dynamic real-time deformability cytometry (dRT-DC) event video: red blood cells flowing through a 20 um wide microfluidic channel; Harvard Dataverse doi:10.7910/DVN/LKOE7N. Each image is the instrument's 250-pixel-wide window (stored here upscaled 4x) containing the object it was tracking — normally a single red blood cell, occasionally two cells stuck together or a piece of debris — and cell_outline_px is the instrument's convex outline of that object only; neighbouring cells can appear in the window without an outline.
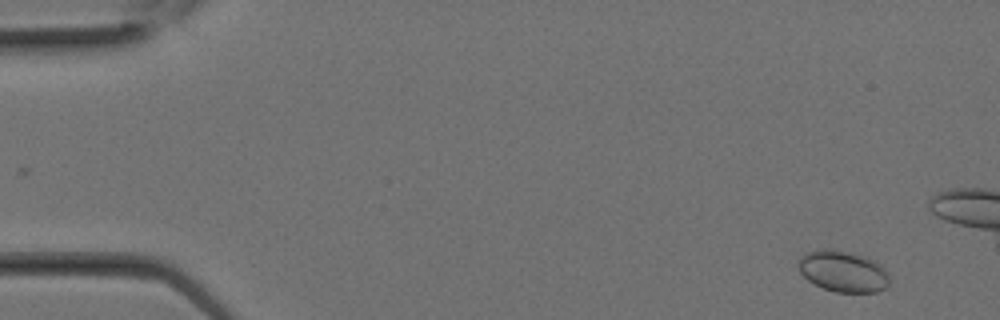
{"species": "Egyptian fruit bat (a non-hibernating species)", "species_latin": "Rousettus aegyptiacus", "temperature_condition": "room temperature", "stored_images_in_passage": 11, "camera_frame_rate_fps": 3000, "um_per_image_px": 0.085, "animal": {"sex": "female"}, "frame": {"image": 1, "passage_image": 2, "time_ms": 0.333, "image_size_px": [1000, 320], "cell_outline_px": [[888, 284], [884, 288], [876, 292], [836, 292], [824, 288], [808, 280], [800, 272], [800, 256], [808, 252], [820, 248], [844, 252], [860, 256], [872, 260], [880, 264], [888, 272]], "centroid_in_image_um": [71.66, 23.08], "position_along_channel_um": 13.3, "area_um2": 21.27}}
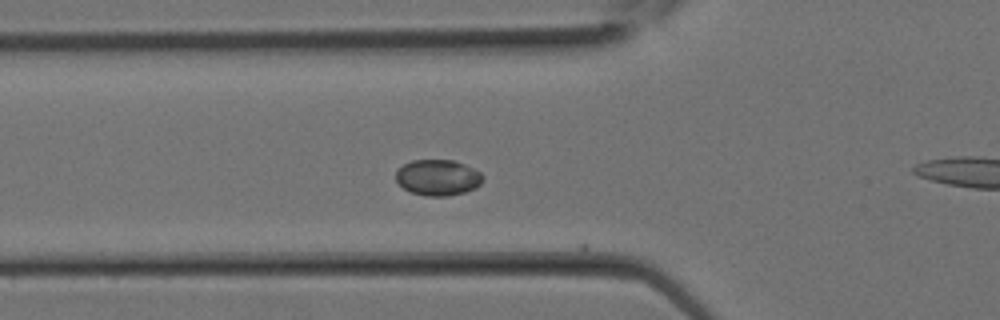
{"frame": {"image": 2, "passage_image": 10, "time_ms": 3.0, "image_size_px": [1000, 320], "cell_outline_px": [[484, 180], [476, 188], [464, 192], [448, 196], [424, 196], [412, 192], [404, 188], [396, 180], [396, 172], [404, 164], [412, 160], [452, 160], [464, 164], [480, 172], [484, 176]], "centroid_in_image_um": [37.24, 15.09], "position_along_channel_um": 88.6, "area_um2": 18.15}}